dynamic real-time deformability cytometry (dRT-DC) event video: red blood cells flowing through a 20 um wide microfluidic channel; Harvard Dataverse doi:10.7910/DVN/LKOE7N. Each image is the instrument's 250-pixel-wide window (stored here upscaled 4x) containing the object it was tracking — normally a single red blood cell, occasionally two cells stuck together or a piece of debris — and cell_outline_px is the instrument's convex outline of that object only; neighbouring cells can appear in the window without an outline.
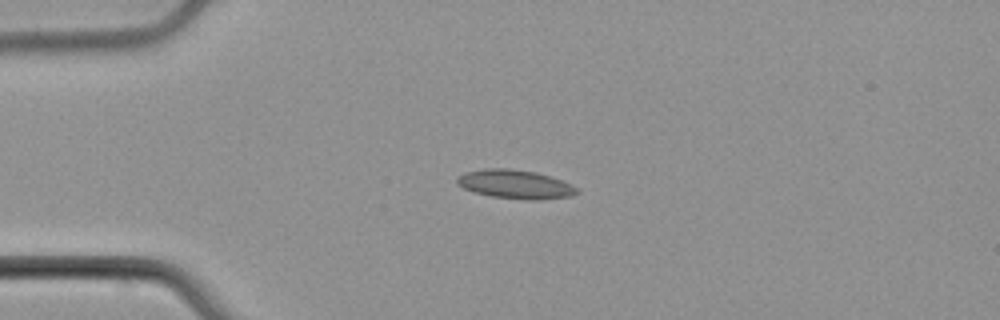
{"species": "common noctule bat (a hibernating species)", "species_latin": "Nyctalus noctula", "temperature_condition": "cold", "stored_images_in_passage": 2, "camera_frame_rate_fps": 3000, "um_per_image_px": 0.085, "animal": {"sex": "male", "body_mass_g": 21.5, "forearm_length_mm": 52.0}, "frame": {"image": 1, "passage_image": 1, "time_ms": 0.0, "image_size_px": [1000, 320], "cell_outline_px": [[580, 192], [572, 196], [536, 200], [524, 200], [492, 196], [476, 192], [464, 188], [456, 184], [456, 180], [464, 172], [484, 168], [508, 168], [536, 172], [560, 180], [576, 188]], "centroid_in_image_um": [43.77, 15.66], "position_along_channel_um": 41.2, "area_um2": 19.94}}